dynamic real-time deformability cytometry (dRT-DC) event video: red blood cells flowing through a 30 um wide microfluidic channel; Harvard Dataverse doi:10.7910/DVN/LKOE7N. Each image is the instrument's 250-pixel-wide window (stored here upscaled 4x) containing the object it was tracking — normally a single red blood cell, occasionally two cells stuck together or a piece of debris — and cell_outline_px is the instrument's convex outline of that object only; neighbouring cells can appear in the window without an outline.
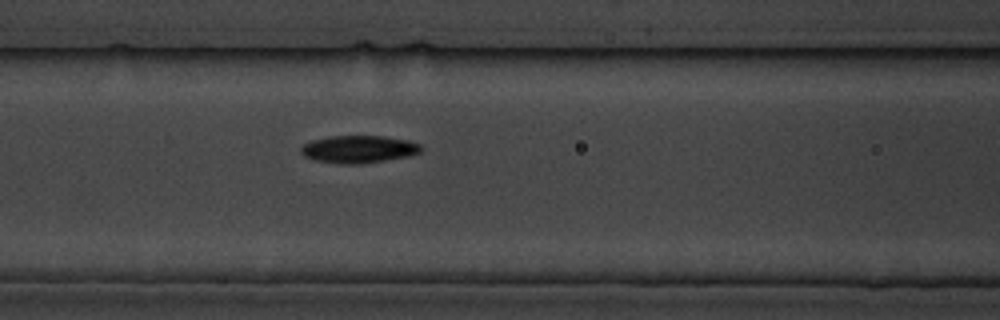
{"species": "common noctule bat (a hibernating species)", "species_latin": "Nyctalus noctula", "temperature_condition": "cold", "stored_images_in_passage": 7, "camera_frame_rate_fps": 3000, "um_per_image_px": 0.085, "animal": {"sex": "male", "body_mass_g": 19.5, "forearm_length_mm": 54.6}, "frame": {"image": 1, "passage_image": 7, "time_ms": 8.0, "image_size_px": [1000, 320], "cell_outline_px": [[424, 148], [420, 152], [408, 156], [360, 164], [340, 164], [312, 160], [304, 156], [300, 152], [300, 148], [304, 144], [312, 140], [328, 136], [384, 136], [408, 140], [420, 144]], "centroid_in_image_um": [30.46, 12.68], "position_along_channel_um": 136.1, "area_um2": 19.36}}